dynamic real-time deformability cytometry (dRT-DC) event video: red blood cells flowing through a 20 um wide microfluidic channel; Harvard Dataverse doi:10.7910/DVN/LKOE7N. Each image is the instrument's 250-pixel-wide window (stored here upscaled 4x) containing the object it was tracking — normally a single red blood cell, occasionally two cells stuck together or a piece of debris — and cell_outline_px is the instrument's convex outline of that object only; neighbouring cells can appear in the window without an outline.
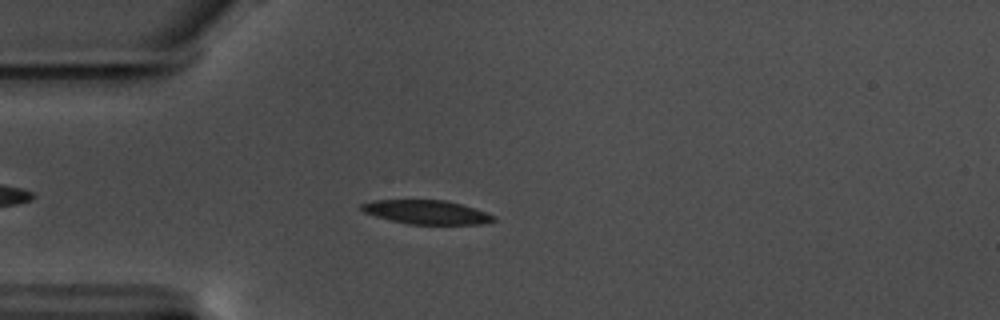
{"species": "common noctule bat (a hibernating species)", "species_latin": "Nyctalus noctula", "temperature_condition": "warm", "stored_images_in_passage": 50, "camera_frame_rate_fps": 3000, "um_per_image_px": 0.085, "animal": {"sex": "male", "body_mass_g": 17.5, "forearm_length_mm": 52.3}, "frame": {"image": 1, "passage_image": 8, "time_ms": 2.333, "image_size_px": [1000, 320], "cell_outline_px": [[496, 220], [484, 224], [408, 224], [376, 216], [364, 212], [360, 208], [360, 204], [376, 200], [444, 200], [460, 204], [496, 216]], "centroid_in_image_um": [36.26, 18.03], "position_along_channel_um": 48.7, "area_um2": 18.15}}
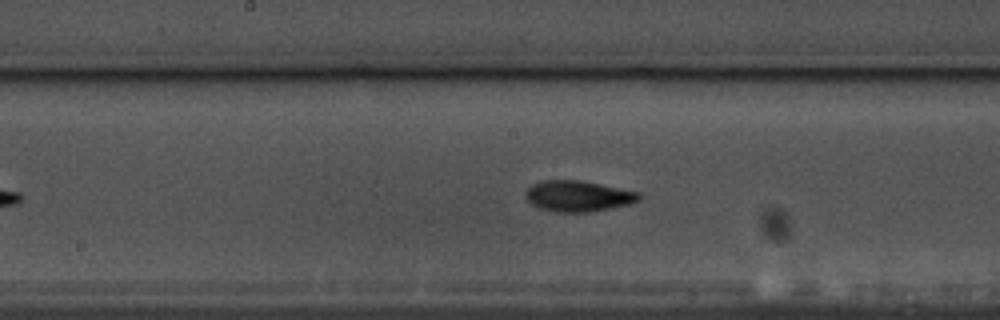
{"frame": {"image": 2, "passage_image": 22, "time_ms": 7.0, "image_size_px": [1000, 320], "cell_outline_px": [[640, 200], [628, 204], [612, 208], [588, 212], [552, 212], [540, 208], [532, 204], [524, 196], [528, 188], [532, 184], [540, 180], [580, 180], [640, 192]], "centroid_in_image_um": [49.12, 16.67], "position_along_channel_um": 199.1, "area_um2": 20.46}}
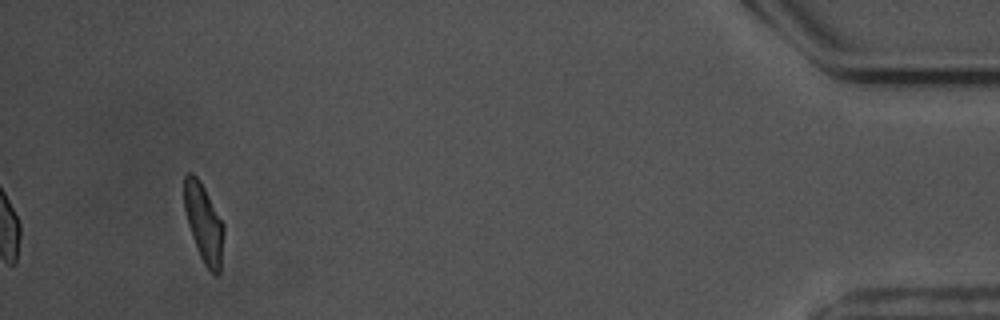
{"frame": {"image": 3, "passage_image": 47, "time_ms": 15.333, "image_size_px": [1000, 320], "cell_outline_px": [[224, 232], [220, 272], [216, 276], [204, 264], [200, 256], [192, 236], [188, 224], [184, 208], [184, 176], [188, 172], [192, 172], [200, 180], [224, 224]], "centroid_in_image_um": [17.32, 18.94], "position_along_channel_um": 417.9, "area_um2": 18.03}, "authors_computed_cell_mechanics": {"area_um2": 19.074, "velocity_mm_per_s": 3.5143, "shape_relaxation_time_tau1_ms": 3.7174, "shape_relaxation_time_tau2_ms": 3.4208, "deformation_change_tau1": 0.1488, "deformation_change_tau2": 0.0905}}